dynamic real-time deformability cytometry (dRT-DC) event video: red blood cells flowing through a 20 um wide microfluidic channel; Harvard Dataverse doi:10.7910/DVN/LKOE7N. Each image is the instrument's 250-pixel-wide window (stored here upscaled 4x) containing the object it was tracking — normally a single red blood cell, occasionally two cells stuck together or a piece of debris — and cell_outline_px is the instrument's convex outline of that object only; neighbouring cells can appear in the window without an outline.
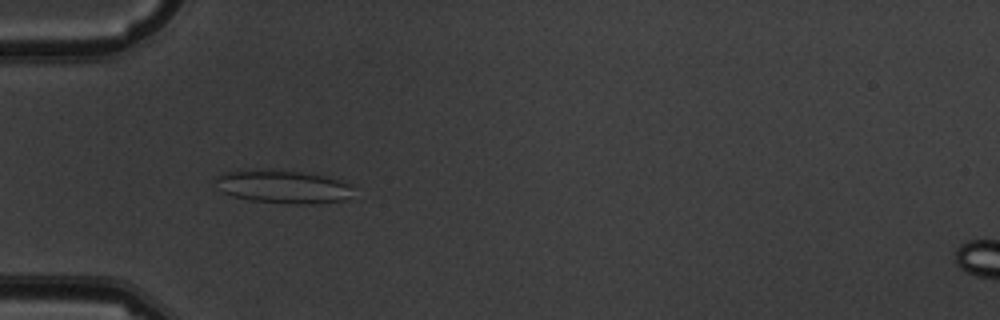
{"species": "common noctule bat (a hibernating species)", "species_latin": "Nyctalus noctula", "temperature_condition": "warm", "stored_images_in_passage": 5, "camera_frame_rate_fps": 3000, "um_per_image_px": 0.085, "animal": {"sex": "male", "body_mass_g": 19.5, "forearm_length_mm": 54.6}, "frame": {"image": 1, "passage_image": 4, "time_ms": 3.667, "image_size_px": [1000, 320], "cell_outline_px": [[352, 188], [348, 196], [344, 200], [312, 204], [292, 204], [248, 200], [232, 196], [220, 192], [216, 188], [212, 180], [216, 176], [224, 172], [300, 172], [328, 176], [344, 180]], "centroid_in_image_um": [24.03, 15.91], "position_along_channel_um": 61.0, "area_um2": 26.13}}
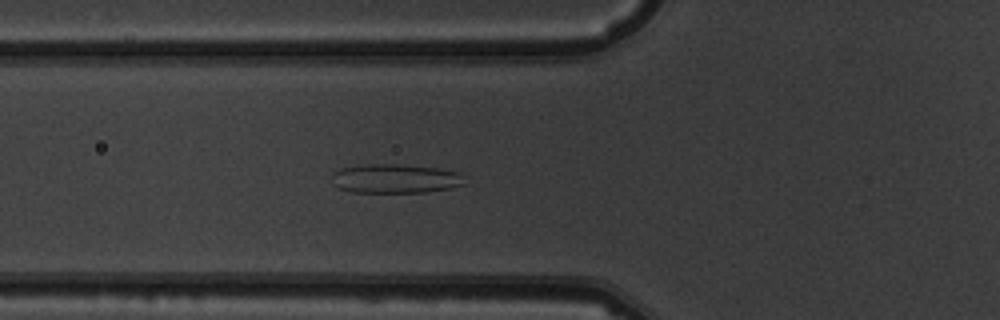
{"frame": {"image": 2, "passage_image": 5, "time_ms": 4.667, "image_size_px": [1000, 320], "cell_outline_px": [[468, 184], [452, 188], [428, 192], [352, 192], [340, 188], [336, 184], [332, 176], [332, 172], [340, 168], [364, 164], [396, 164], [436, 168], [460, 172]], "centroid_in_image_um": [33.66, 15.18], "position_along_channel_um": 92.1, "area_um2": 22.66}}